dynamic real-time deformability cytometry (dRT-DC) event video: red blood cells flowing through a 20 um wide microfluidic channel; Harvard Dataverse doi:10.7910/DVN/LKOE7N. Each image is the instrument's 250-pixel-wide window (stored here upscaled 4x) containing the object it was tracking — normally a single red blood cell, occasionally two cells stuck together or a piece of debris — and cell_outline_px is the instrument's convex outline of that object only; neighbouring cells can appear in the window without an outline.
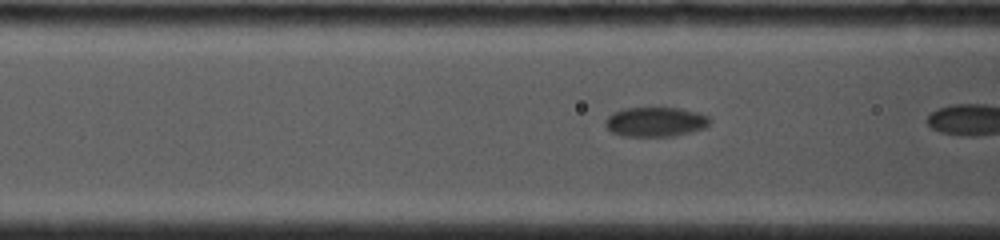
{"species": "common noctule bat (a hibernating species)", "species_latin": "Nyctalus noctula", "temperature_condition": "cold", "stored_images_in_passage": 10, "camera_frame_rate_fps": 4000, "um_per_image_px": 0.085, "animal": {"sex": "female", "body_mass_g": 19.0, "forearm_length_mm": 53.3}, "frame": {"image": 1, "passage_image": 9, "time_ms": 2.0, "image_size_px": [1000, 240], "cell_outline_px": [[712, 120], [704, 128], [672, 136], [624, 136], [612, 132], [604, 124], [604, 120], [612, 112], [624, 108], [680, 108], [696, 112], [708, 116]], "centroid_in_image_um": [55.68, 10.35], "position_along_channel_um": 110.9, "area_um2": 17.92}}